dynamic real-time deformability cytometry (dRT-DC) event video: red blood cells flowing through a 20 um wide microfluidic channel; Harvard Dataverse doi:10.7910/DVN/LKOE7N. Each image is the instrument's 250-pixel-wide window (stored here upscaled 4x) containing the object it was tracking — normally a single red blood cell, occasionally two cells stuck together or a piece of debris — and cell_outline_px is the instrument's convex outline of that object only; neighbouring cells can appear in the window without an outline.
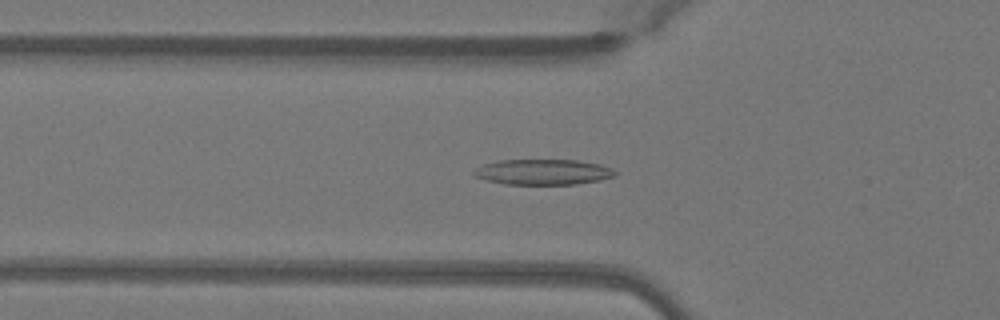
{"species": "Egyptian fruit bat (a non-hibernating species)", "species_latin": "Rousettus aegyptiacus", "temperature_condition": "warm", "stored_images_in_passage": 51, "camera_frame_rate_fps": 3000, "um_per_image_px": 0.085, "animal": {"sex": "female"}, "frame": {"image": 1, "passage_image": 18, "time_ms": 5.667, "image_size_px": [1000, 320], "cell_outline_px": [[616, 176], [600, 180], [576, 184], [504, 184], [484, 180], [476, 176], [472, 172], [476, 168], [484, 164], [496, 160], [576, 160], [600, 164], [612, 168], [616, 172]], "centroid_in_image_um": [46.16, 14.62], "position_along_channel_um": 79.6, "area_um2": 21.04}}
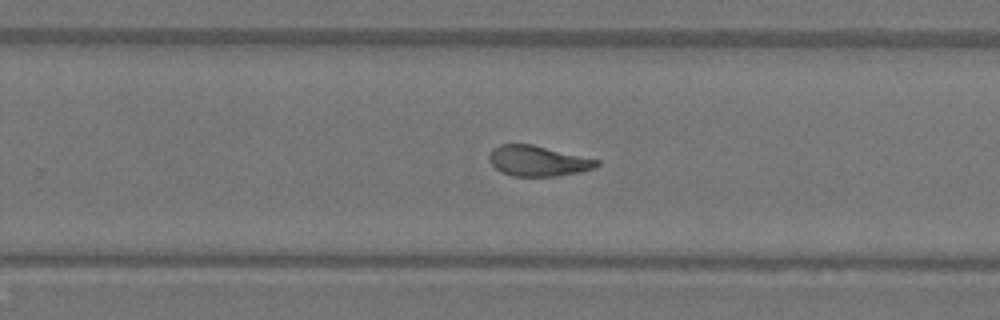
{"frame": {"image": 2, "passage_image": 33, "time_ms": 10.667, "image_size_px": [1000, 320], "cell_outline_px": [[600, 164], [596, 168], [580, 172], [556, 176], [512, 176], [500, 172], [488, 160], [488, 156], [492, 148], [500, 144], [532, 144], [600, 160]], "centroid_in_image_um": [45.72, 13.68], "position_along_channel_um": 284.1, "area_um2": 19.25}}
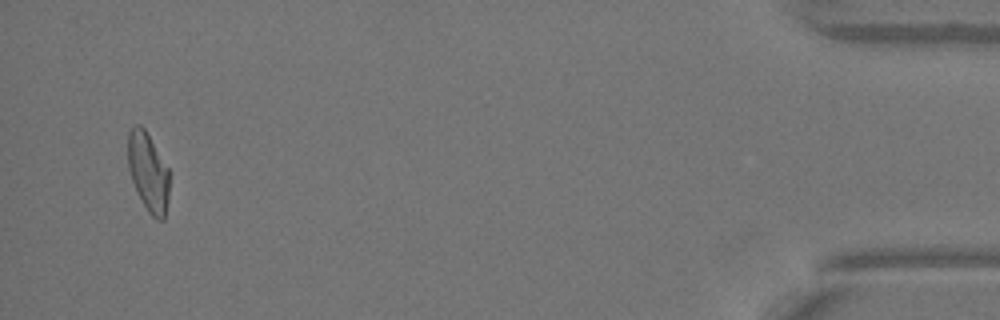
{"frame": {"image": 3, "passage_image": 49, "time_ms": 16.0, "image_size_px": [1000, 320], "cell_outline_px": [[168, 200], [164, 220], [156, 220], [148, 212], [132, 180], [128, 168], [128, 132], [136, 124], [140, 124], [144, 128], [168, 168]], "centroid_in_image_um": [12.59, 14.62], "position_along_channel_um": 422.6, "area_um2": 18.67}, "authors_computed_cell_mechanics": {"area_um2": 20.1144, "velocity_mm_per_s": 4.0788, "shape_relaxation_time_tau1_ms": 7.5549, "shape_relaxation_time_tau2_ms": 1.9831, "deformation_change_tau1": 0.2478, "deformation_change_tau2": 0.099}}